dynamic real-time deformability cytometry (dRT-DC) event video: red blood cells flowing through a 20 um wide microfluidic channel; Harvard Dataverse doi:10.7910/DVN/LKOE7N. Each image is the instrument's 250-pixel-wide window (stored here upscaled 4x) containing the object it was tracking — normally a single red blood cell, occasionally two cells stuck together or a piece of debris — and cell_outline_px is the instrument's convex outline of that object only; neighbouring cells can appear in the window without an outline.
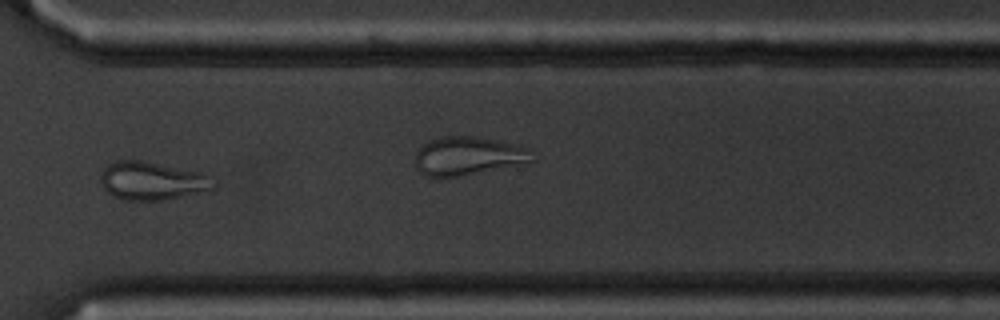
{"species": "common noctule bat (a hibernating species)", "species_latin": "Nyctalus noctula", "temperature_condition": "cold", "stored_images_in_passage": 14, "camera_frame_rate_fps": 3000, "um_per_image_px": 0.085, "animal": {"sex": "male", "body_mass_g": 20.1, "forearm_length_mm": 53.5}, "frame": {"image": 1, "passage_image": 10, "time_ms": 11.333, "image_size_px": [1000, 320], "cell_outline_px": [[216, 188], [180, 196], [160, 200], [124, 200], [108, 192], [104, 188], [100, 180], [100, 176], [104, 168], [108, 164], [116, 160], [140, 160], [200, 172], [208, 176], [216, 184]], "centroid_in_image_um": [12.9, 15.36], "position_along_channel_um": 357.7, "area_um2": 24.74}, "authors_computed_cell_mechanics": {"area_um2": 22.9755, "velocity_mm_per_s": 3.5452, "shape_relaxation_time_tau1_ms": null, "shape_relaxation_time_tau2_ms": 2.1306, "deformation_change_tau1": null, "deformation_change_tau2": 0.0988}}